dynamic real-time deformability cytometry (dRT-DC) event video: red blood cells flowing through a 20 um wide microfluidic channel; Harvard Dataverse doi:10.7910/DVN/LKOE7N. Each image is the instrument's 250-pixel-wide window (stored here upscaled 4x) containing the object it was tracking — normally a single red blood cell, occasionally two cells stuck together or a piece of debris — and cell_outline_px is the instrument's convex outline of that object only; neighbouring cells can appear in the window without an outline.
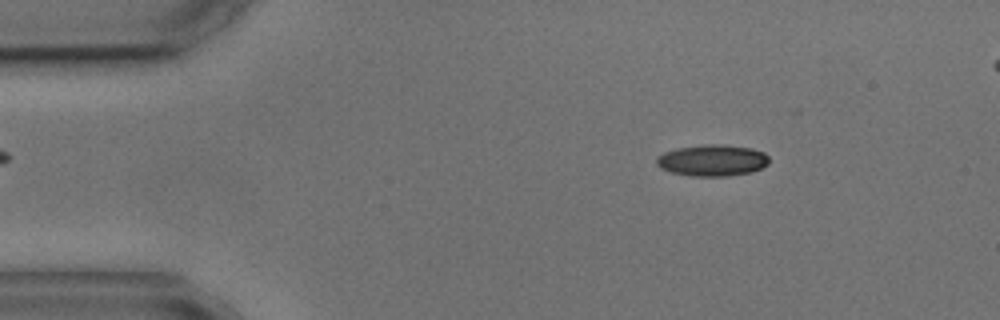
{"species": "common noctule bat (a hibernating species)", "species_latin": "Nyctalus noctula", "temperature_condition": "cold", "stored_images_in_passage": 4, "segment_of_instrument_passage": [1, 2], "camera_frame_rate_fps": 3000, "um_per_image_px": 0.085, "animal": {"sex": "male", "body_mass_g": 17.9, "forearm_length_mm": 54.2}, "frame": {"image": 1, "passage_image": 1, "time_ms": 0.0, "image_size_px": [1000, 320], "cell_outline_px": [[768, 164], [752, 172], [728, 176], [692, 176], [672, 172], [660, 168], [656, 164], [656, 156], [664, 152], [676, 148], [704, 144], [724, 144], [752, 148], [764, 152], [768, 156]], "centroid_in_image_um": [60.54, 13.62], "position_along_channel_um": 24.5, "area_um2": 20.81}}